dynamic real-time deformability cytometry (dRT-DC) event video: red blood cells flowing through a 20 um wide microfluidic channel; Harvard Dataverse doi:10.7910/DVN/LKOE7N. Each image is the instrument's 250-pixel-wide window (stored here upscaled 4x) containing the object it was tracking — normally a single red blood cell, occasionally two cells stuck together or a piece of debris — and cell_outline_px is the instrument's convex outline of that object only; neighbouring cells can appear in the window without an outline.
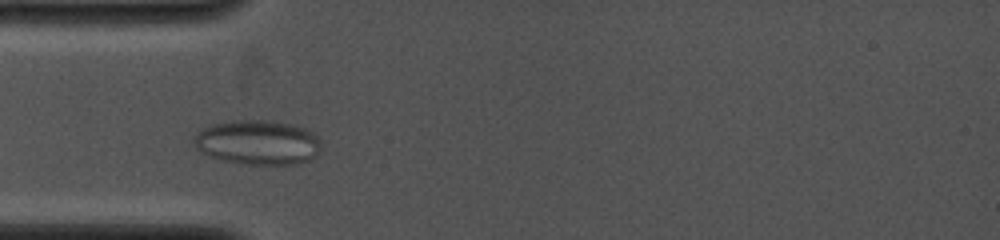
{"species": "common noctule bat (a hibernating species)", "species_latin": "Nyctalus noctula", "temperature_condition": "cold", "stored_images_in_passage": 6, "camera_frame_rate_fps": 4000, "um_per_image_px": 0.085, "animal": {"sex": "female", "body_mass_g": 19.0, "forearm_length_mm": 53.3}, "frame": {"image": 1, "passage_image": 4, "time_ms": 1.0, "image_size_px": [1000, 240], "cell_outline_px": [[320, 148], [316, 156], [308, 160], [292, 164], [248, 164], [224, 160], [208, 156], [200, 152], [196, 148], [192, 140], [196, 132], [212, 124], [232, 120], [260, 120], [292, 124], [304, 128], [312, 132], [320, 140]], "centroid_in_image_um": [21.87, 12.1], "position_along_channel_um": 63.1, "area_um2": 33.0}}
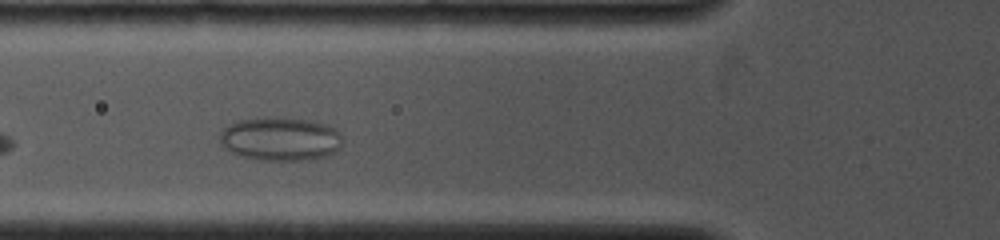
{"frame": {"image": 2, "passage_image": 5, "time_ms": 2.0, "image_size_px": [1000, 240], "cell_outline_px": [[344, 140], [340, 148], [328, 156], [304, 160], [256, 160], [240, 156], [224, 148], [220, 140], [220, 132], [228, 124], [236, 120], [268, 116], [312, 120], [328, 124], [340, 132]], "centroid_in_image_um": [23.85, 11.79], "position_along_channel_um": 102.0, "area_um2": 31.85}}